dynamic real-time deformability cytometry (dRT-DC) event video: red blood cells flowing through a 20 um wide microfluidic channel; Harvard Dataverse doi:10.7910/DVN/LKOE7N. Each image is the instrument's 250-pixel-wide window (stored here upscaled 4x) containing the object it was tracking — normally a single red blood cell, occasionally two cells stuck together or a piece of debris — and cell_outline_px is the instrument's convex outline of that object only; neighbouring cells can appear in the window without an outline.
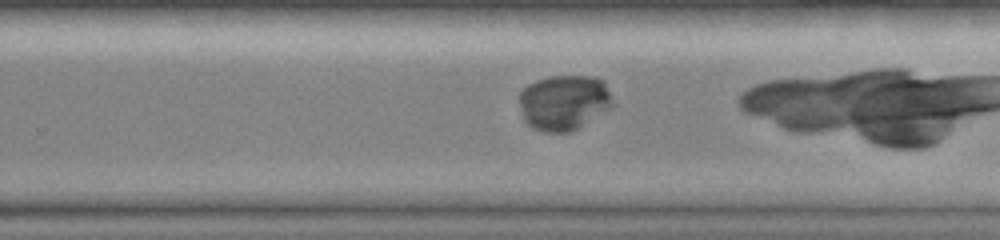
{"species": "common noctule bat (a hibernating species)", "species_latin": "Nyctalus noctula", "temperature_condition": "room temperature", "stored_images_in_passage": 35, "camera_frame_rate_fps": 3000, "um_per_image_px": 0.085, "animal": {"sex": "female", "body_mass_g": 19.0, "forearm_length_mm": 51.5}, "frame": {"image": 1, "passage_image": 27, "time_ms": 8.667, "image_size_px": [1000, 240], "cell_outline_px": [[612, 104], [608, 108], [576, 128], [568, 132], [544, 132], [532, 128], [524, 120], [520, 104], [520, 92], [528, 84], [536, 80], [548, 76], [592, 76], [604, 80], [612, 100]], "centroid_in_image_um": [47.89, 8.68], "position_along_channel_um": 281.9, "area_um2": 29.71}}
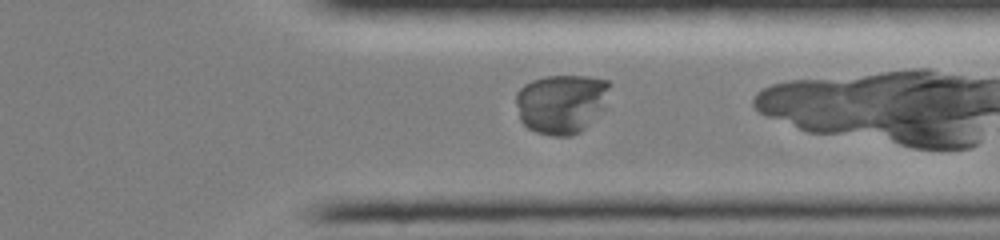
{"frame": {"image": 2, "passage_image": 33, "time_ms": 10.667, "image_size_px": [1000, 240], "cell_outline_px": [[612, 84], [604, 108], [580, 132], [572, 136], [552, 136], [536, 132], [528, 128], [520, 120], [516, 104], [516, 92], [524, 84], [532, 80], [544, 76], [588, 76], [608, 80]], "centroid_in_image_um": [47.72, 8.8], "position_along_channel_um": 363.7, "area_um2": 32.77}}